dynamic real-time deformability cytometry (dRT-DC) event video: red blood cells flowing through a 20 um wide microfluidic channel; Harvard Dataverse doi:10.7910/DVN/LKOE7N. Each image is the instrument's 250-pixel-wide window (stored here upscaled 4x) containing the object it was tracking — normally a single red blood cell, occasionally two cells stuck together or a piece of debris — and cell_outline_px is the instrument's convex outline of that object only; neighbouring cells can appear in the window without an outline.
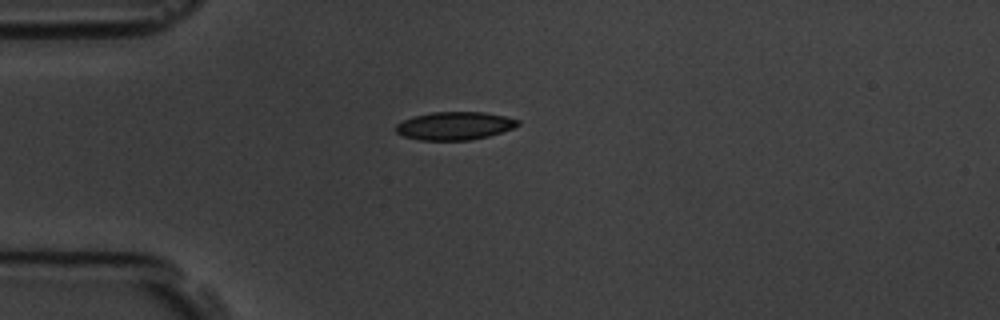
{"species": "common noctule bat (a hibernating species)", "species_latin": "Nyctalus noctula", "temperature_condition": "room temperature", "stored_images_in_passage": 3, "camera_frame_rate_fps": 3000, "um_per_image_px": 0.085, "animal": {"sex": "male", "body_mass_g": 19.5, "forearm_length_mm": 54.6}, "frame": {"image": 1, "passage_image": 1, "time_ms": 0.0, "image_size_px": [1000, 320], "cell_outline_px": [[520, 124], [512, 128], [488, 136], [468, 140], [420, 140], [404, 136], [396, 132], [396, 124], [404, 120], [416, 116], [432, 112], [484, 112], [504, 116], [520, 120]], "centroid_in_image_um": [38.65, 10.69], "position_along_channel_um": 46.4, "area_um2": 19.71}}
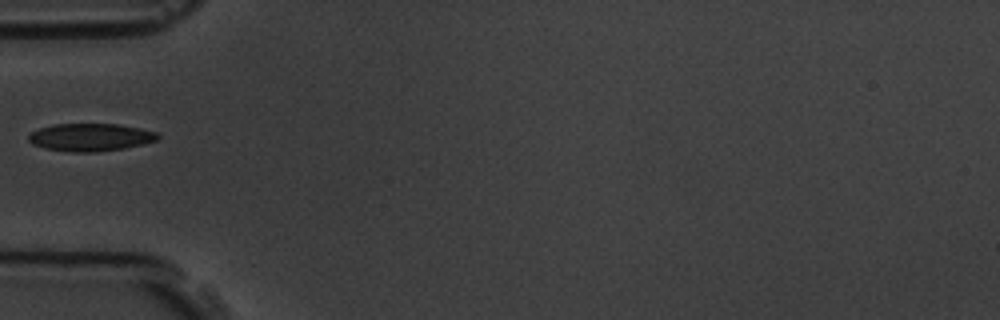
{"frame": {"image": 2, "passage_image": 2, "time_ms": 1.333, "image_size_px": [1000, 320], "cell_outline_px": [[160, 136], [156, 140], [124, 148], [96, 152], [72, 152], [44, 148], [32, 144], [28, 140], [28, 136], [32, 132], [40, 128], [52, 124], [116, 124], [140, 128], [156, 132]], "centroid_in_image_um": [7.65, 11.66], "position_along_channel_um": 77.3, "area_um2": 20.69}}
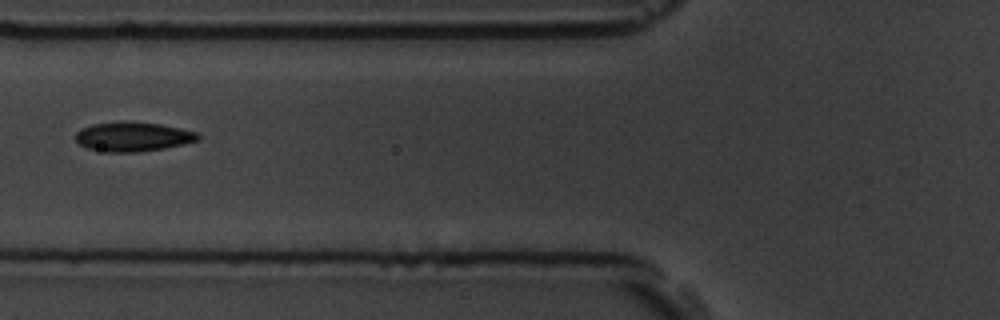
{"frame": {"image": 3, "passage_image": 3, "time_ms": 2.333, "image_size_px": [1000, 320], "cell_outline_px": [[200, 140], [184, 144], [164, 148], [140, 152], [108, 152], [88, 148], [80, 144], [76, 140], [76, 132], [80, 128], [92, 124], [124, 120], [128, 120], [160, 124], [180, 128], [196, 132], [200, 136]], "centroid_in_image_um": [11.3, 11.6], "position_along_channel_um": 114.5, "area_um2": 21.21}}